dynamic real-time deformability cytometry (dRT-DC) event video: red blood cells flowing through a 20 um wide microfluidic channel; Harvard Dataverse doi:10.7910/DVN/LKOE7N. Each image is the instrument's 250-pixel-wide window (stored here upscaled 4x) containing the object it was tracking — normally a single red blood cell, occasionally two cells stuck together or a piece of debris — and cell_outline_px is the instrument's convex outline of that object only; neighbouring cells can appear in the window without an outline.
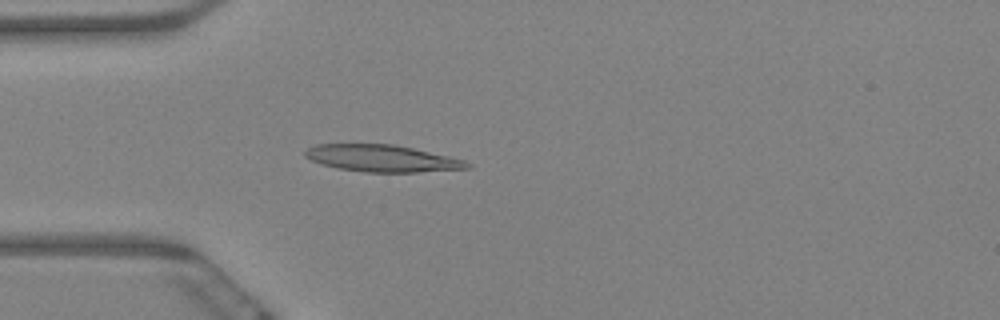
{"species": "Egyptian fruit bat (a non-hibernating species)", "species_latin": "Rousettus aegyptiacus", "temperature_condition": "warm", "stored_images_in_passage": 60, "camera_frame_rate_fps": 3000, "um_per_image_px": 0.085, "animal": {"sex": "female"}, "frame": {"image": 1, "passage_image": 17, "time_ms": 5.333, "image_size_px": [1000, 320], "cell_outline_px": [[472, 168], [416, 172], [364, 172], [340, 168], [320, 164], [304, 156], [304, 152], [308, 148], [316, 144], [392, 144], [412, 148], [448, 156], [464, 160], [472, 164]], "centroid_in_image_um": [32.47, 13.46], "position_along_channel_um": 52.5, "area_um2": 25.26}}
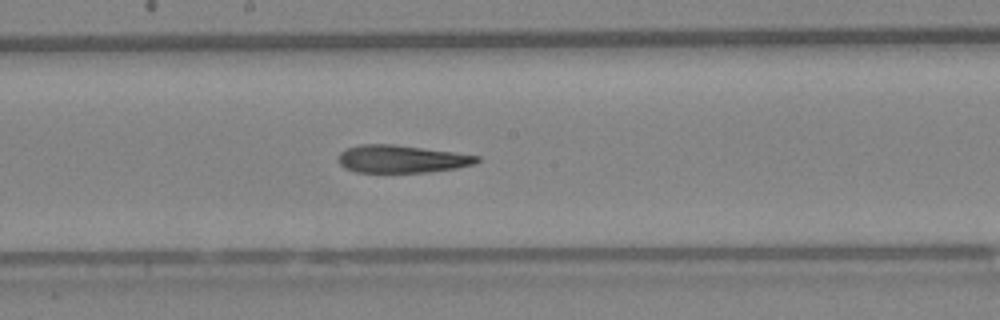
{"frame": {"image": 2, "passage_image": 32, "time_ms": 10.333, "image_size_px": [1000, 320], "cell_outline_px": [[480, 160], [476, 164], [456, 168], [428, 172], [356, 172], [344, 168], [336, 160], [340, 152], [348, 148], [360, 144], [396, 144], [480, 156]], "centroid_in_image_um": [34.12, 13.51], "position_along_channel_um": 214.1, "area_um2": 22.43}}
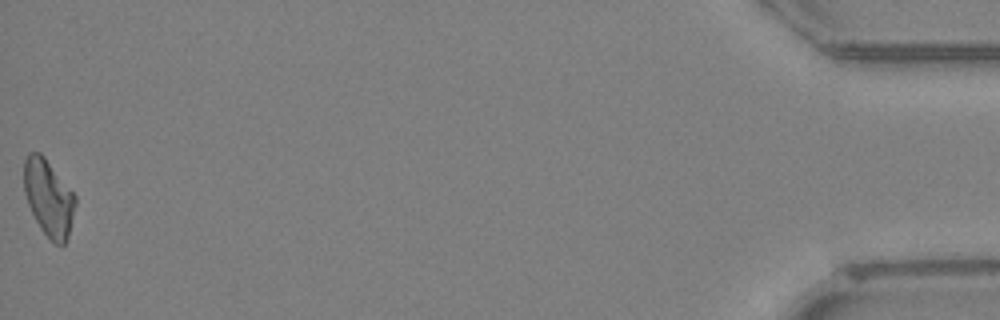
{"frame": {"image": 3, "passage_image": 60, "time_ms": 19.667, "image_size_px": [1000, 320], "cell_outline_px": [[76, 204], [68, 236], [64, 244], [56, 244], [40, 228], [28, 204], [24, 192], [24, 160], [28, 152], [40, 152], [44, 156], [76, 196]], "centroid_in_image_um": [4.13, 16.78], "position_along_channel_um": 431.1, "area_um2": 22.66}, "authors_computed_cell_mechanics": {"area_um2": 23.9581, "velocity_mm_per_s": 3.3924, "shape_relaxation_time_tau1_ms": null, "shape_relaxation_time_tau2_ms": 7.8357, "deformation_change_tau1": null, "deformation_change_tau2": 0.2056}}